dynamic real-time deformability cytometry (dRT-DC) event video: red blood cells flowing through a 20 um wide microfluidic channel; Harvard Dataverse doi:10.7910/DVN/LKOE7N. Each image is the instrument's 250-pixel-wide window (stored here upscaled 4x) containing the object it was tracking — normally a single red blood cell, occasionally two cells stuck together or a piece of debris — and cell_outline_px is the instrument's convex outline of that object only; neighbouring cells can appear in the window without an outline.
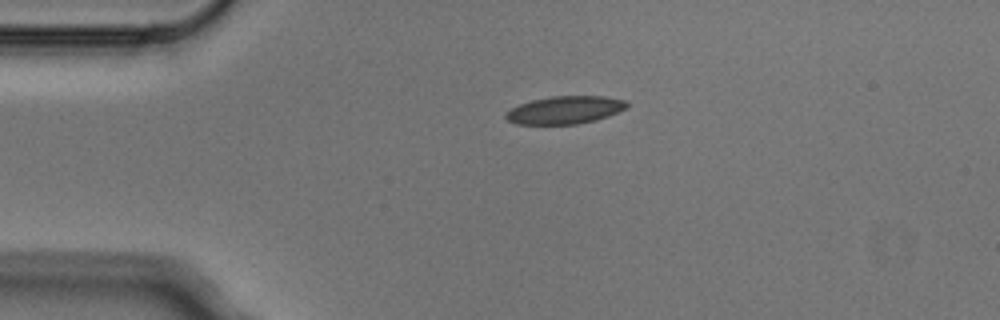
{"species": "Egyptian fruit bat (a non-hibernating species)", "species_latin": "Rousettus aegyptiacus", "temperature_condition": "cold", "stored_images_in_passage": 2, "camera_frame_rate_fps": 3000, "um_per_image_px": 0.085, "animal": {"sex": "male"}, "frame": {"image": 1, "passage_image": 1, "time_ms": 0.0, "image_size_px": [1000, 320], "cell_outline_px": [[628, 108], [608, 116], [596, 120], [576, 124], [516, 124], [508, 120], [504, 116], [504, 112], [520, 104], [532, 100], [552, 96], [604, 96], [624, 100], [628, 104]], "centroid_in_image_um": [48.02, 9.35], "position_along_channel_um": 37.0, "area_um2": 19.59}}